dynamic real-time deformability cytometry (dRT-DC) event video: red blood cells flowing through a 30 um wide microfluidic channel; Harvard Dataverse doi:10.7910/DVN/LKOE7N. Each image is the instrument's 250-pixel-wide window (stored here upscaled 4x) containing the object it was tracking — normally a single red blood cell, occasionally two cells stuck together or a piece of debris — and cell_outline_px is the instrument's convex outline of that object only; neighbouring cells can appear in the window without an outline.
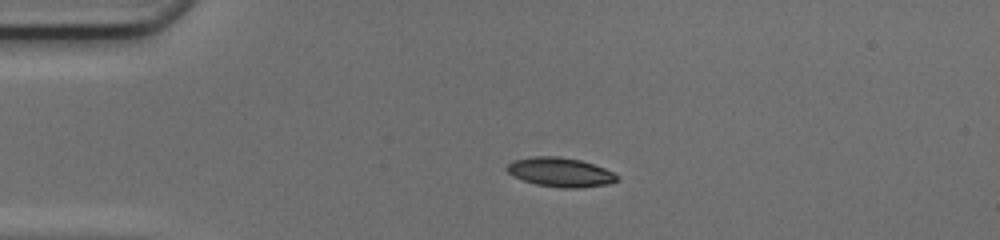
{"species": "common noctule bat (a hibernating species)", "species_latin": "Nyctalus noctula", "temperature_condition": "cold", "stored_images_in_passage": 37, "camera_frame_rate_fps": 3000, "um_per_image_px": 0.085, "animal": {"sex": "female", "body_mass_g": 17.0, "forearm_length_mm": 48.0}, "frame": {"image": 1, "passage_image": 1, "time_ms": 0.0, "image_size_px": [1000, 240], "cell_outline_px": [[620, 180], [612, 184], [580, 188], [560, 188], [536, 184], [512, 176], [504, 168], [512, 160], [532, 156], [556, 156], [580, 160], [604, 168], [620, 176]], "centroid_in_image_um": [47.64, 14.65], "position_along_channel_um": 37.4, "area_um2": 19.02}}
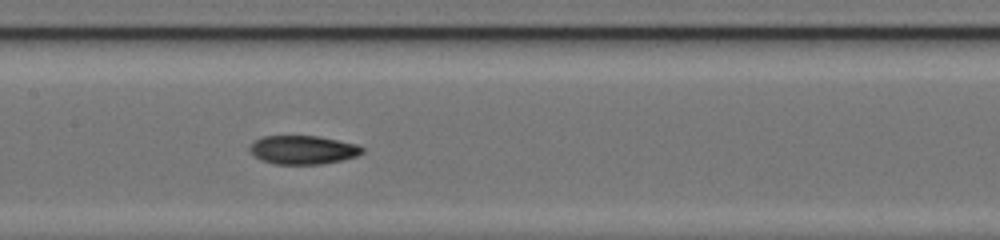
{"frame": {"image": 2, "passage_image": 14, "time_ms": 4.333, "image_size_px": [1000, 240], "cell_outline_px": [[364, 152], [356, 156], [344, 160], [320, 164], [276, 164], [260, 160], [252, 156], [248, 148], [252, 140], [264, 136], [320, 136], [356, 144], [364, 148]], "centroid_in_image_um": [25.71, 12.74], "position_along_channel_um": 181.7, "area_um2": 19.07}}
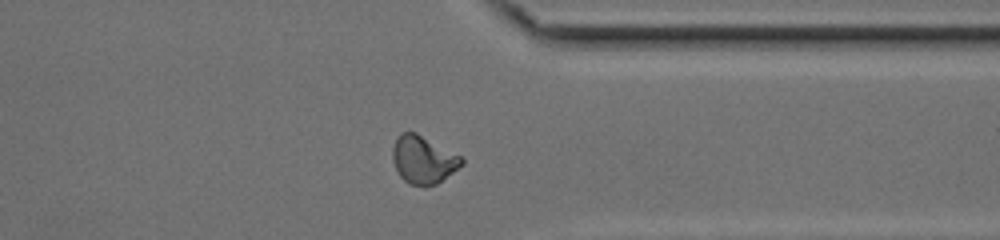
{"frame": {"image": 3, "passage_image": 28, "time_ms": 9.0, "image_size_px": [1000, 240], "cell_outline_px": [[464, 164], [436, 184], [408, 184], [400, 176], [392, 160], [392, 148], [400, 132], [416, 132], [464, 156]], "centroid_in_image_um": [36.0, 13.54], "position_along_channel_um": 375.4, "area_um2": 19.25}, "authors_computed_cell_mechanics": {"area_um2": 19.074, "velocity_mm_per_s": 4.2221, "shape_relaxation_time_tau1_ms": null, "shape_relaxation_time_tau2_ms": 3.4701, "deformation_change_tau1": null, "deformation_change_tau2": 0.0879}}